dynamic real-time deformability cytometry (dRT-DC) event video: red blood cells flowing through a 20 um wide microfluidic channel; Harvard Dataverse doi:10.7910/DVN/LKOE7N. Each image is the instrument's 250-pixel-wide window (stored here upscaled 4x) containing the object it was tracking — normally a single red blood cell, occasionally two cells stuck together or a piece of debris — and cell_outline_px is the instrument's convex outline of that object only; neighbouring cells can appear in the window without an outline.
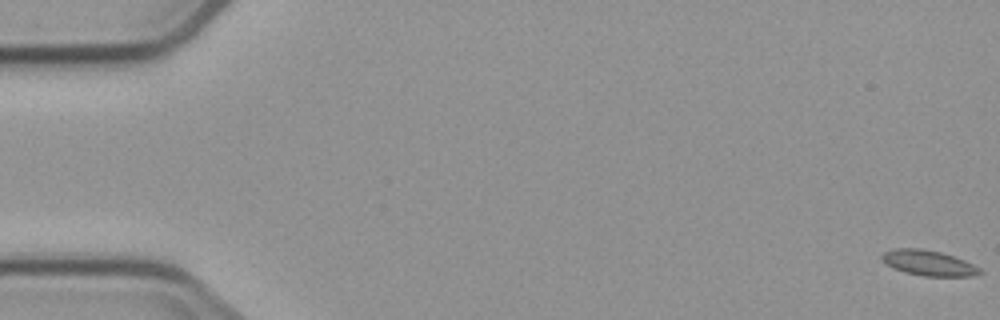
{"species": "common noctule bat (a hibernating species)", "species_latin": "Nyctalus noctula", "temperature_condition": "cold", "stored_images_in_passage": 5, "camera_frame_rate_fps": 3000, "um_per_image_px": 0.085, "animal": {"sex": "male", "body_mass_g": 23.1, "forearm_length_mm": 52.7}, "frame": {"image": 1, "passage_image": 1, "time_ms": 0.0, "image_size_px": [1000, 320], "cell_outline_px": [[984, 272], [972, 276], [924, 276], [904, 272], [892, 268], [880, 256], [884, 252], [896, 248], [920, 248], [940, 252], [964, 260], [980, 268]], "centroid_in_image_um": [78.93, 22.35], "position_along_channel_um": 6.1, "area_um2": 14.33}}